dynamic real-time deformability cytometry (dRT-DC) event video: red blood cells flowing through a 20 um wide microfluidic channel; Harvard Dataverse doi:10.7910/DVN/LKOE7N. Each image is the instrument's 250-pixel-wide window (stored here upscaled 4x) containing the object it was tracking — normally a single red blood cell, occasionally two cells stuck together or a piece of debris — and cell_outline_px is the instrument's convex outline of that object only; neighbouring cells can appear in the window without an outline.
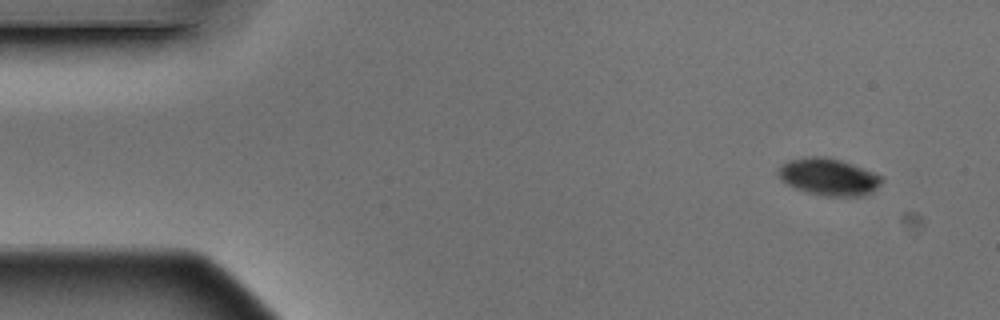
{"species": "Egyptian fruit bat (a non-hibernating species)", "species_latin": "Rousettus aegyptiacus", "temperature_condition": "warm", "stored_images_in_passage": 6, "segment_of_instrument_passage": [2, 2], "camera_frame_rate_fps": 3000, "um_per_image_px": 0.085, "animal": {"sex": "male"}, "frame": {"image": 1, "passage_image": 6, "time_ms": 1.667, "image_size_px": [1000, 320], "cell_outline_px": [[884, 180], [872, 192], [864, 196], [828, 196], [808, 192], [796, 188], [780, 180], [776, 172], [780, 164], [788, 160], [812, 156], [824, 156], [840, 160], [852, 164], [884, 176]], "centroid_in_image_um": [70.43, 15.03], "position_along_channel_um": 14.6, "area_um2": 22.43}}